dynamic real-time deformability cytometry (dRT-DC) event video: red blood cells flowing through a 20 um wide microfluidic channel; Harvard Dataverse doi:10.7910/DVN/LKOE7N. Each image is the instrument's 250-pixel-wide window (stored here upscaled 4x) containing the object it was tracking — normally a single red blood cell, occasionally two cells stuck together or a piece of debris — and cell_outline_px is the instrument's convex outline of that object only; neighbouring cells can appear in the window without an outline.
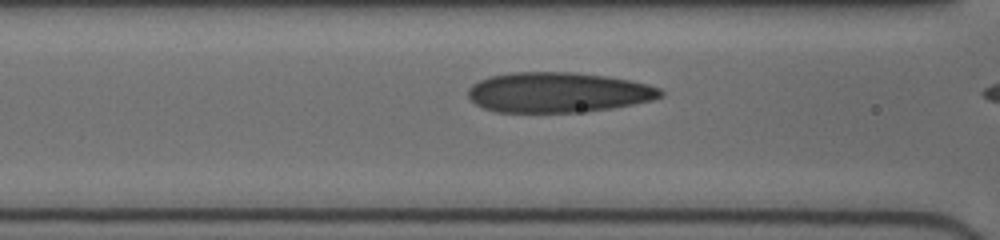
{"species": "human", "species_latin": "Homo sapiens", "temperature_condition": "cold", "stored_images_in_passage": 11, "camera_frame_rate_fps": 3000, "um_per_image_px": 0.085, "donor": {"sex": "female"}, "frame": {"image": 1, "passage_image": 7, "time_ms": 1.0, "image_size_px": [1000, 240], "cell_outline_px": [[664, 96], [652, 100], [612, 108], [576, 112], [496, 112], [484, 108], [476, 104], [468, 96], [468, 88], [472, 84], [488, 76], [512, 72], [572, 72], [604, 76], [632, 80], [648, 84], [660, 88], [664, 92]], "centroid_in_image_um": [47.44, 7.85], "position_along_channel_um": 119.2, "area_um2": 45.14}}